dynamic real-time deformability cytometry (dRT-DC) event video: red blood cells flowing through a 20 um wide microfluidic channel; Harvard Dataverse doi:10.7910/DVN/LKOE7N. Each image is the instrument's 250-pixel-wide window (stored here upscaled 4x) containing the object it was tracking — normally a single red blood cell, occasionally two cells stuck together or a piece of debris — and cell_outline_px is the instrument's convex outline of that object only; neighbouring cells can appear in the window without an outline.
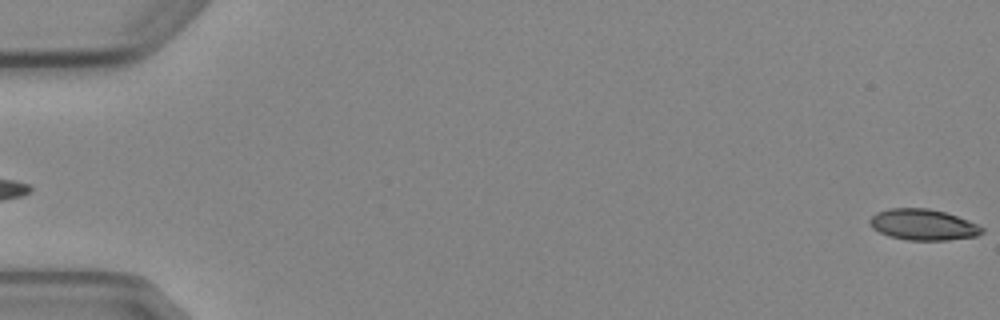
{"species": "Egyptian fruit bat (a non-hibernating species)", "species_latin": "Rousettus aegyptiacus", "temperature_condition": "cold", "stored_images_in_passage": 6, "segment_of_instrument_passage": [2, 2], "camera_frame_rate_fps": 3000, "um_per_image_px": 0.085, "animal": {"sex": "female"}, "frame": {"image": 1, "passage_image": 6, "time_ms": 5.667, "image_size_px": [1000, 320], "cell_outline_px": [[984, 232], [976, 236], [948, 240], [908, 240], [888, 236], [872, 228], [868, 224], [868, 220], [876, 212], [888, 208], [928, 208], [944, 212], [968, 220], [984, 228]], "centroid_in_image_um": [78.43, 19.09], "position_along_channel_um": 6.6, "area_um2": 20.35}}